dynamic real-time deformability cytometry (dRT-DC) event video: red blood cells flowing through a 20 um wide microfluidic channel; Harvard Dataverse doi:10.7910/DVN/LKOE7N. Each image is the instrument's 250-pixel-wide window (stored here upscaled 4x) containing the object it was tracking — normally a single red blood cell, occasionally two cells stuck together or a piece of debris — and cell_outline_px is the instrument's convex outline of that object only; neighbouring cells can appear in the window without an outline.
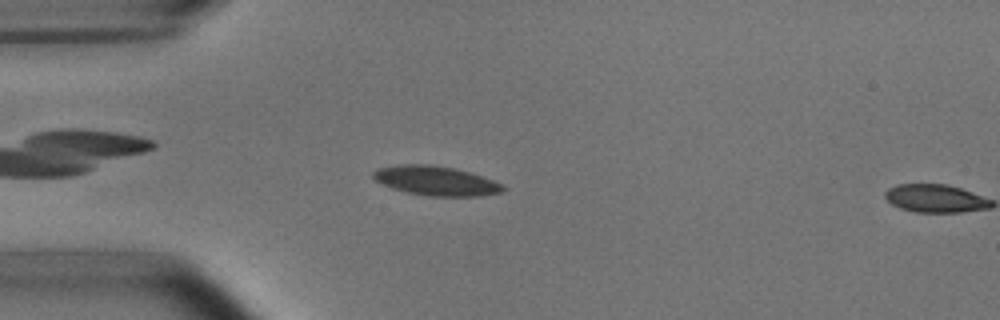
{"species": "common noctule bat (a hibernating species)", "species_latin": "Nyctalus noctula", "temperature_condition": "room temperature", "stored_images_in_passage": 7, "camera_frame_rate_fps": 3000, "um_per_image_px": 0.085, "animal": {"sex": "male", "body_mass_g": 15.6}, "frame": {"image": 1, "passage_image": 6, "time_ms": 1.667, "image_size_px": [1000, 320], "cell_outline_px": [[508, 188], [504, 192], [480, 196], [428, 196], [408, 192], [392, 188], [376, 180], [372, 176], [372, 172], [380, 168], [400, 164], [432, 164], [456, 168], [492, 180]], "centroid_in_image_um": [37.07, 15.36], "position_along_channel_um": 47.9, "area_um2": 22.14}}